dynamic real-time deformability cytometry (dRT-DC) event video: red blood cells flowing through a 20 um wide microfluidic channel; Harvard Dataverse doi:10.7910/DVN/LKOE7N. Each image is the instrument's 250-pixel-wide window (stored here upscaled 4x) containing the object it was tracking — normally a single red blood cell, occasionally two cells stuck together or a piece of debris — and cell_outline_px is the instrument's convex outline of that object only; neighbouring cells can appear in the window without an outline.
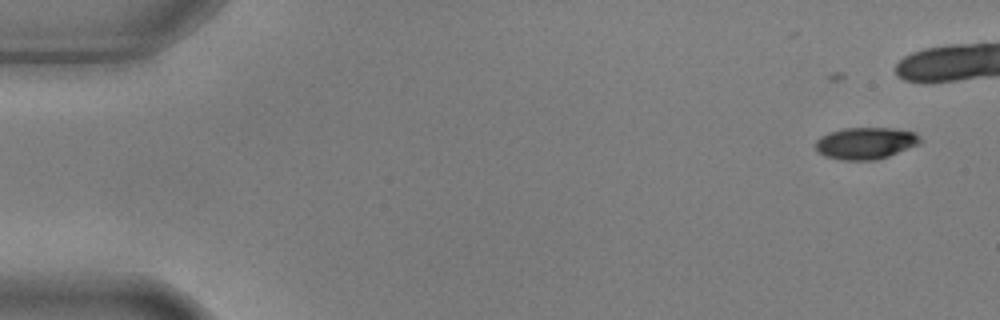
{"species": "common noctule bat (a hibernating species)", "species_latin": "Nyctalus noctula", "temperature_condition": "warm", "stored_images_in_passage": 7, "camera_frame_rate_fps": 3000, "um_per_image_px": 0.085, "animal": {"sex": "male", "body_mass_g": 17.9, "forearm_length_mm": 54.2}, "frame": {"image": 1, "passage_image": 2, "time_ms": 0.333, "image_size_px": [1000, 320], "cell_outline_px": [[924, 140], [916, 144], [888, 156], [876, 160], [840, 160], [824, 156], [816, 152], [816, 140], [820, 136], [828, 132], [844, 128], [892, 128], [916, 132]], "centroid_in_image_um": [73.54, 12.17], "position_along_channel_um": 11.5, "area_um2": 19.48}}
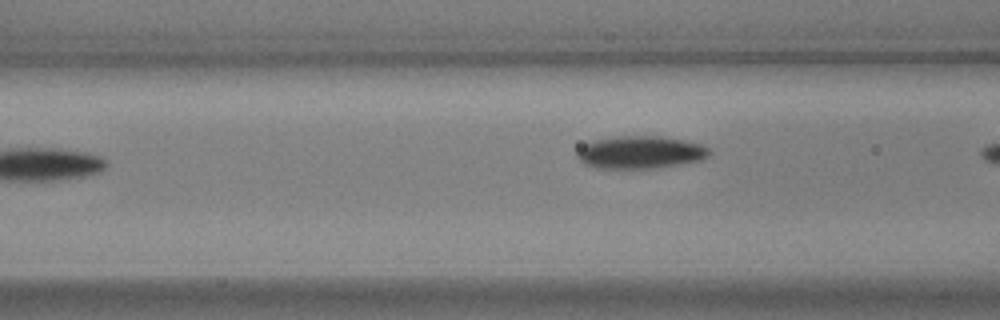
{"frame": {"image": 2, "passage_image": 7, "time_ms": 2.0, "image_size_px": [1000, 320], "cell_outline_px": [[712, 152], [708, 156], [700, 160], [652, 168], [596, 168], [584, 164], [576, 156], [576, 152], [584, 144], [596, 140], [620, 136], [660, 136], [684, 140], [700, 144], [708, 148]], "centroid_in_image_um": [54.41, 12.94], "position_along_channel_um": 112.2, "area_um2": 24.85}}